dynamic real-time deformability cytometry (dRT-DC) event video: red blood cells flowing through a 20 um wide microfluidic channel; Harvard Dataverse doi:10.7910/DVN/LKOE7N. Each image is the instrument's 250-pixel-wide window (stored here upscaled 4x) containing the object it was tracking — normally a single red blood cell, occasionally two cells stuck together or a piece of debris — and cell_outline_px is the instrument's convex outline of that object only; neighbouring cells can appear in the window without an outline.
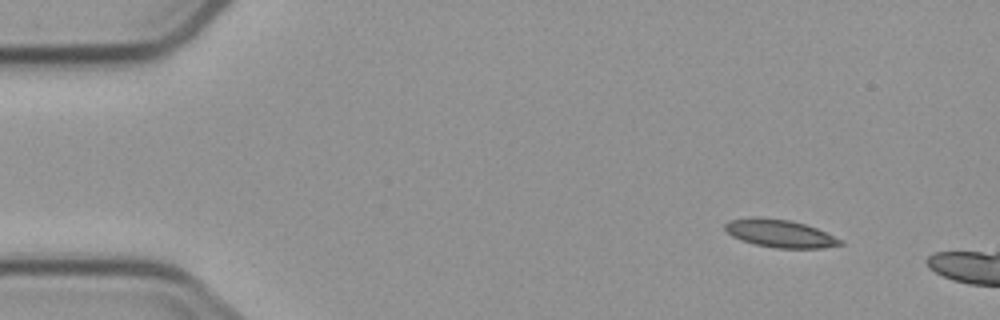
{"species": "common noctule bat (a hibernating species)", "species_latin": "Nyctalus noctula", "temperature_condition": "cold", "stored_images_in_passage": 3, "camera_frame_rate_fps": 3000, "um_per_image_px": 0.085, "animal": {"sex": "male", "body_mass_g": 23.1, "forearm_length_mm": 52.7}, "frame": {"image": 1, "passage_image": 1, "time_ms": 0.0, "image_size_px": [1000, 320], "cell_outline_px": [[844, 244], [820, 248], [776, 248], [756, 244], [740, 240], [732, 236], [724, 228], [724, 224], [728, 220], [752, 216], [760, 216], [788, 220], [804, 224], [816, 228], [844, 240]], "centroid_in_image_um": [66.27, 19.83], "position_along_channel_um": 18.7, "area_um2": 18.79}}